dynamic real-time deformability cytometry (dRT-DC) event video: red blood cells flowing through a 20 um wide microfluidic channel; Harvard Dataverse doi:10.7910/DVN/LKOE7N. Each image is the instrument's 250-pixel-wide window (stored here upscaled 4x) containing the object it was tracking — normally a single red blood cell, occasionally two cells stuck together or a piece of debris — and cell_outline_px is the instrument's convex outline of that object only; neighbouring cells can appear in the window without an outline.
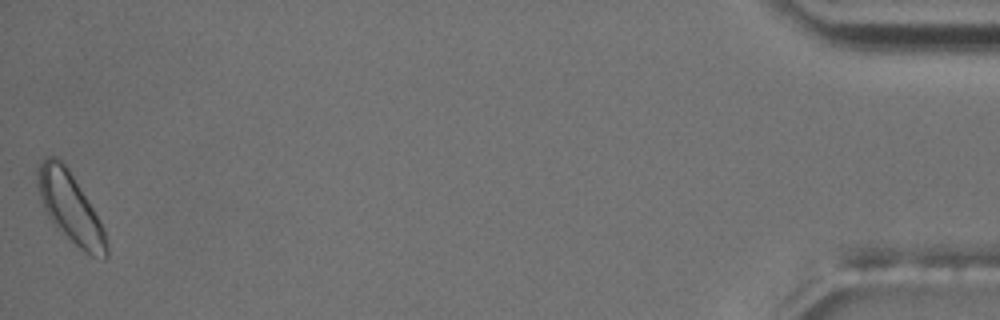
{"species": "common noctule bat (a hibernating species)", "species_latin": "Nyctalus noctula", "temperature_condition": "room temperature", "stored_images_in_passage": 51, "camera_frame_rate_fps": 3000, "um_per_image_px": 0.085, "animal": {"sex": "male", "body_mass_g": 17.5, "forearm_length_mm": 52.3}, "frame": {"image": 1, "passage_image": 51, "time_ms": 16.667, "image_size_px": [1000, 320], "cell_outline_px": [[108, 256], [104, 260], [92, 256], [84, 252], [56, 228], [48, 216], [40, 200], [36, 184], [36, 172], [40, 164], [48, 156], [56, 156], [68, 168], [104, 228], [108, 244]], "centroid_in_image_um": [5.96, 17.68], "position_along_channel_um": 429.2, "area_um2": 27.98}, "authors_computed_cell_mechanics": {"area_um2": 21.9062, "velocity_mm_per_s": 3.6434, "shape_relaxation_time_tau1_ms": 4.0482, "shape_relaxation_time_tau2_ms": 3.6197, "deformation_change_tau1": 0.0916, "deformation_change_tau2": 0.0578}}